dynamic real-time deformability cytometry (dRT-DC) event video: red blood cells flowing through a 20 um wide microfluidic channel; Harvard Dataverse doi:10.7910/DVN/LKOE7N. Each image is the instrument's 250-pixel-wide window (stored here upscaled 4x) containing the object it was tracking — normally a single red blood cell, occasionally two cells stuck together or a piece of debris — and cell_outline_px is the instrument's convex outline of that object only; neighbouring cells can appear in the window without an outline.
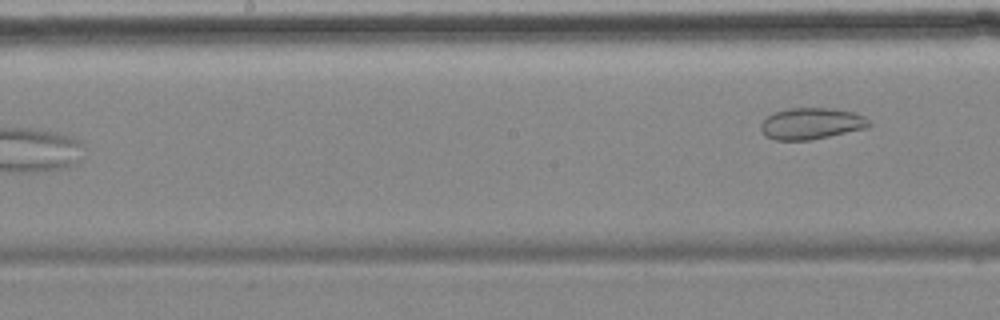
{"species": "common noctule bat (a hibernating species)", "species_latin": "Nyctalus noctula", "temperature_condition": "cold", "stored_images_in_passage": 9, "camera_frame_rate_fps": 3000, "um_per_image_px": 0.085, "animal": {"sex": "female", "body_mass_g": 18.4}, "frame": {"image": 1, "passage_image": 9, "time_ms": 9.667, "image_size_px": [1000, 320], "cell_outline_px": [[872, 124], [868, 128], [808, 140], [776, 140], [764, 136], [760, 132], [760, 124], [764, 116], [772, 112], [792, 108], [832, 108], [852, 112], [864, 116]], "centroid_in_image_um": [68.9, 10.5], "position_along_channel_um": 179.3, "area_um2": 20.06}}